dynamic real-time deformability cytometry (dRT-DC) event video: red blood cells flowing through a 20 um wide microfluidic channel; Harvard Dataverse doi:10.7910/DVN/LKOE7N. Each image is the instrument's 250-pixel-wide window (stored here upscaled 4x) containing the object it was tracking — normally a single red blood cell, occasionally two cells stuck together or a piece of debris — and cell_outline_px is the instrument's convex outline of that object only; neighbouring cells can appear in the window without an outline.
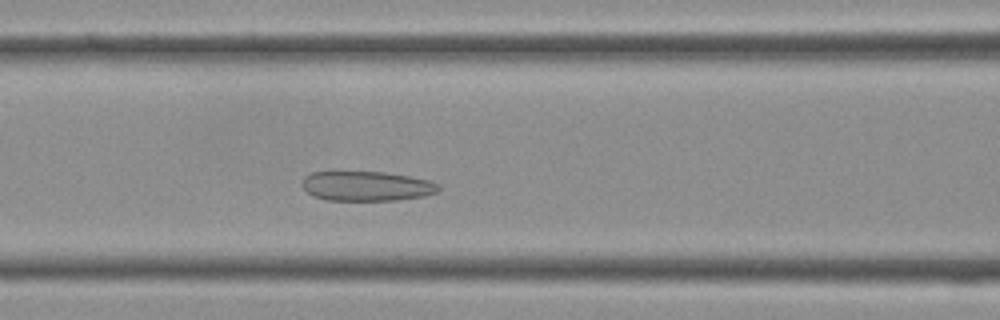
{"species": "Egyptian fruit bat (a non-hibernating species)", "species_latin": "Rousettus aegyptiacus", "temperature_condition": "cold", "stored_images_in_passage": 35, "camera_frame_rate_fps": 3000, "um_per_image_px": 0.085, "frame": {"image": 1, "passage_image": 11, "time_ms": 3.333, "image_size_px": [1000, 320], "cell_outline_px": [[440, 188], [436, 192], [424, 196], [396, 200], [328, 200], [312, 196], [304, 188], [304, 176], [312, 172], [332, 168], [384, 172], [408, 176], [428, 180], [440, 184]], "centroid_in_image_um": [31.09, 15.76], "position_along_channel_um": 135.5, "area_um2": 24.45}}
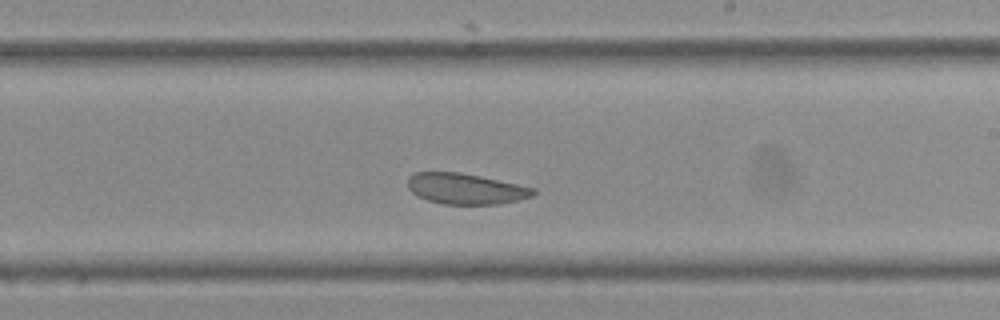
{"frame": {"image": 2, "passage_image": 18, "time_ms": 5.667, "image_size_px": [1000, 320], "cell_outline_px": [[536, 192], [532, 196], [500, 204], [444, 204], [428, 200], [416, 196], [408, 188], [408, 176], [416, 172], [460, 172], [480, 176], [536, 188]], "centroid_in_image_um": [39.56, 16.04], "position_along_channel_um": 249.4, "area_um2": 22.48}}
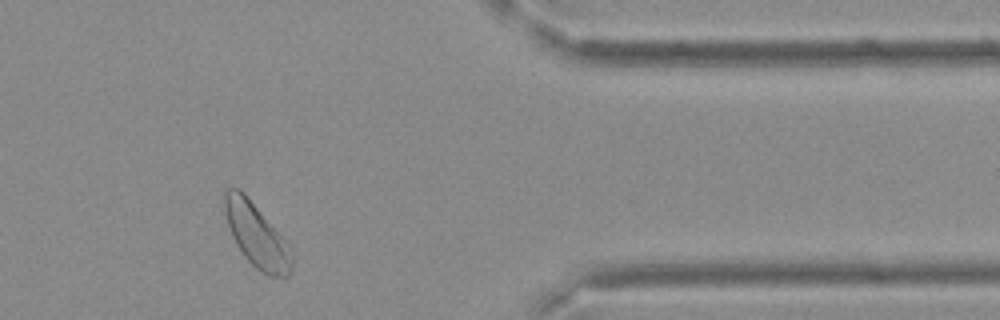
{"frame": {"image": 3, "passage_image": 28, "time_ms": 9.0, "image_size_px": [1000, 320], "cell_outline_px": [[292, 268], [288, 276], [268, 276], [260, 272], [244, 256], [236, 244], [232, 236], [224, 212], [224, 192], [228, 188], [240, 188], [244, 192], [280, 236], [292, 256]], "centroid_in_image_um": [21.75, 20.0], "position_along_channel_um": 389.6, "area_um2": 24.16}}